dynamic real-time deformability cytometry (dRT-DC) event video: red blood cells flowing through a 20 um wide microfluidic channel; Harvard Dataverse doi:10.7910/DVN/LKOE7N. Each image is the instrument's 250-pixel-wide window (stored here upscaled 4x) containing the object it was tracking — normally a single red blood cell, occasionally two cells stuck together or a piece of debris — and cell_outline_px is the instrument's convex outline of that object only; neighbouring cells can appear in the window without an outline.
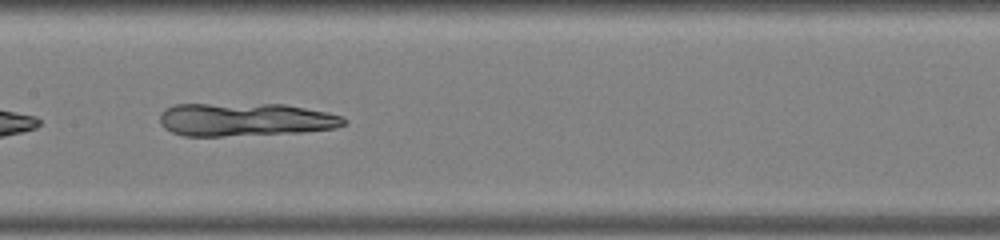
{"species": "common noctule bat (a hibernating species)", "species_latin": "Nyctalus noctula", "temperature_condition": "warm", "stored_images_in_passage": 35, "camera_frame_rate_fps": 3000, "um_per_image_px": 0.085, "animal": {"sex": "male", "body_mass_g": 19.0, "forearm_length_mm": 50.8}, "frame": {"image": 1, "passage_image": 24, "time_ms": 7.667, "image_size_px": [1000, 240], "cell_outline_px": [[348, 124], [336, 128], [304, 132], [220, 136], [184, 136], [172, 132], [164, 128], [160, 124], [160, 112], [164, 108], [176, 104], [284, 104], [328, 112], [344, 116], [348, 120]], "centroid_in_image_um": [20.87, 10.16], "position_along_channel_um": 186.5, "area_um2": 36.01}}
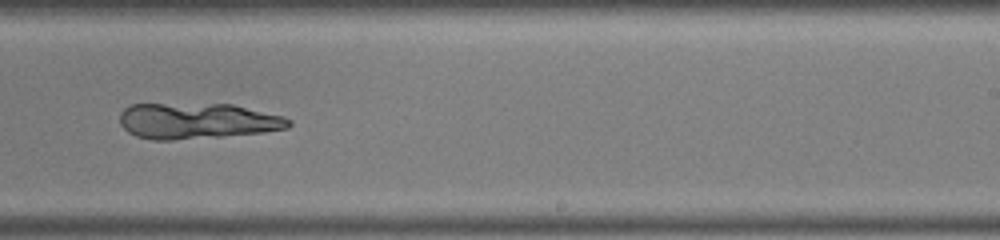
{"frame": {"image": 2, "passage_image": 30, "time_ms": 9.667, "image_size_px": [1000, 240], "cell_outline_px": [[292, 124], [288, 128], [264, 132], [220, 136], [172, 140], [152, 140], [136, 136], [128, 132], [120, 124], [120, 112], [124, 108], [132, 104], [232, 104], [284, 116], [292, 120]], "centroid_in_image_um": [16.76, 10.28], "position_along_channel_um": 272.2, "area_um2": 35.37}}
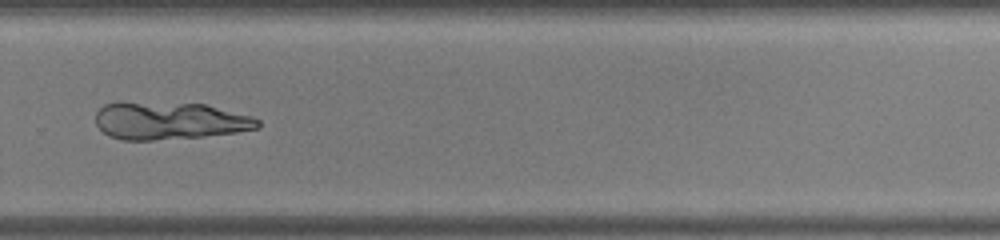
{"frame": {"image": 3, "passage_image": 33, "time_ms": 10.667, "image_size_px": [1000, 240], "cell_outline_px": [[260, 128], [236, 132], [200, 136], [152, 140], [124, 140], [108, 136], [96, 124], [96, 112], [104, 104], [120, 100], [204, 104], [252, 116], [260, 120]], "centroid_in_image_um": [14.36, 10.23], "position_along_channel_um": 315.4, "area_um2": 35.89}}